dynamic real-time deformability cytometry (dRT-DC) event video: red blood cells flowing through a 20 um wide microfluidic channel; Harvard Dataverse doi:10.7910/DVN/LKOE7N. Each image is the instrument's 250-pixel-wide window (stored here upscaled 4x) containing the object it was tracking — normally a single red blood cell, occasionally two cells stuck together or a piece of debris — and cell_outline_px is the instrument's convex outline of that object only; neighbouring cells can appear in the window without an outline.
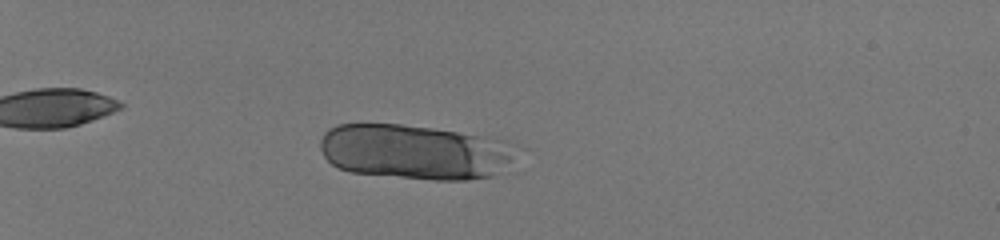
{"species": "human", "species_latin": "Homo sapiens", "temperature_condition": "room temperature", "stored_images_in_passage": 54, "camera_frame_rate_fps": 3000, "um_per_image_px": 0.085, "donor": {"sex": "male"}, "frame": {"image": 1, "passage_image": 18, "time_ms": 5.667, "image_size_px": [1000, 240], "cell_outline_px": [[528, 148], [492, 176], [468, 180], [432, 180], [352, 172], [340, 168], [332, 164], [324, 156], [320, 148], [320, 140], [324, 132], [328, 128], [336, 124], [400, 124], [432, 128], [504, 140]], "centroid_in_image_um": [35.33, 12.9], "position_along_channel_um": 49.7, "area_um2": 63.41}}
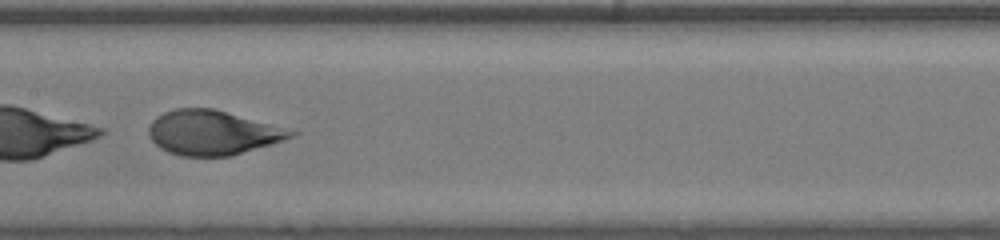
{"frame": {"image": 2, "passage_image": 34, "time_ms": 11.0, "image_size_px": [1000, 240], "cell_outline_px": [[300, 132], [292, 136], [232, 156], [180, 156], [168, 152], [160, 148], [148, 136], [148, 128], [152, 120], [156, 116], [164, 112], [176, 108], [212, 108]], "centroid_in_image_um": [17.98, 11.27], "position_along_channel_um": 189.4, "area_um2": 36.47}}
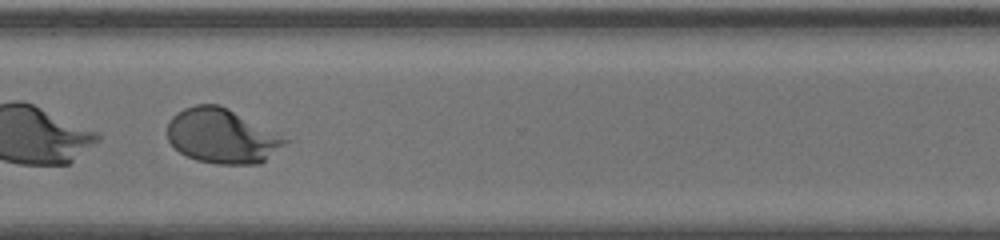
{"frame": {"image": 3, "passage_image": 46, "time_ms": 15.0, "image_size_px": [1000, 240], "cell_outline_px": [[292, 140], [260, 164], [216, 164], [196, 160], [180, 152], [168, 140], [168, 124], [172, 116], [176, 112], [184, 108], [196, 104], [220, 104]], "centroid_in_image_um": [18.89, 11.56], "position_along_channel_um": 351.7, "area_um2": 37.57}}